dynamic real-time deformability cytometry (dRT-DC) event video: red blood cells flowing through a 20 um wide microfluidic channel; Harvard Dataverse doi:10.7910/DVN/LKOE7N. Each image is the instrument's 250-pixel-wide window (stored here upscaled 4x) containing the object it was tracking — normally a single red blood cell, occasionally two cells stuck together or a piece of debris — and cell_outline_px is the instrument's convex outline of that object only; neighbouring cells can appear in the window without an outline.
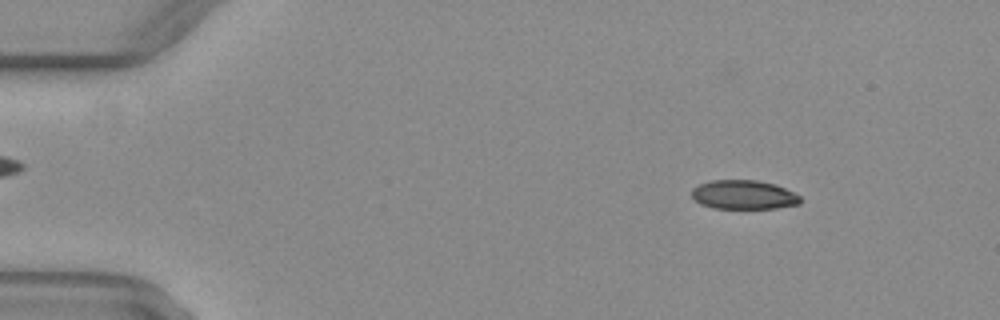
{"species": "common noctule bat (a hibernating species)", "species_latin": "Nyctalus noctula", "temperature_condition": "warm", "stored_images_in_passage": 51, "camera_frame_rate_fps": 3000, "um_per_image_px": 0.085, "animal": {"sex": "female", "body_mass_g": 29.2, "forearm_length_mm": 56.3}, "frame": {"image": 1, "passage_image": 7, "time_ms": 2.0, "image_size_px": [1000, 320], "cell_outline_px": [[800, 204], [776, 208], [712, 208], [700, 204], [692, 196], [692, 188], [700, 184], [712, 180], [756, 180], [772, 184], [784, 188], [800, 196]], "centroid_in_image_um": [63.19, 16.56], "position_along_channel_um": 21.8, "area_um2": 18.21}}
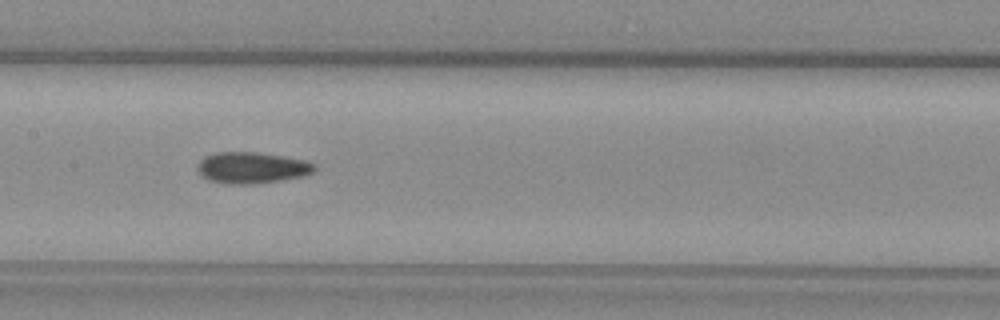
{"frame": {"image": 2, "passage_image": 26, "time_ms": 8.333, "image_size_px": [1000, 320], "cell_outline_px": [[316, 168], [312, 172], [300, 176], [280, 180], [252, 184], [224, 184], [208, 180], [200, 172], [200, 160], [204, 156], [216, 152], [256, 152], [304, 160], [316, 164]], "centroid_in_image_um": [21.4, 14.25], "position_along_channel_um": 186.0, "area_um2": 20.98}}
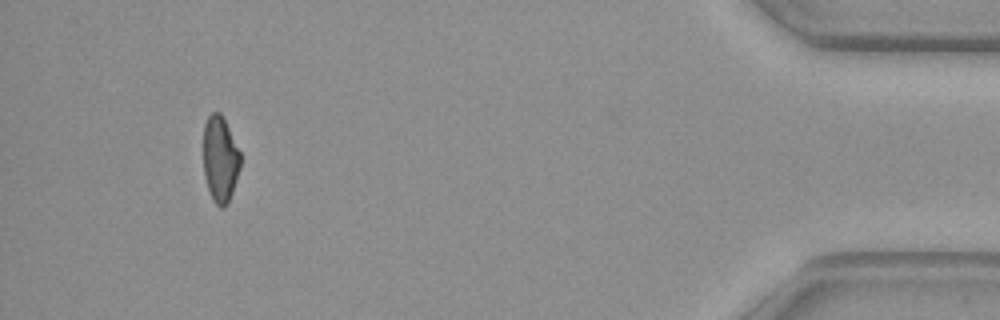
{"frame": {"image": 3, "passage_image": 48, "time_ms": 15.667, "image_size_px": [1000, 320], "cell_outline_px": [[240, 168], [228, 204], [224, 208], [220, 208], [212, 200], [208, 188], [204, 172], [204, 124], [208, 116], [212, 112], [220, 112], [240, 152]], "centroid_in_image_um": [18.71, 13.56], "position_along_channel_um": 416.5, "area_um2": 18.38}, "authors_computed_cell_mechanics": {"area_um2": 19.941, "velocity_mm_per_s": 4.0906, "shape_relaxation_time_tau1_ms": null, "shape_relaxation_time_tau2_ms": 3.7945, "deformation_change_tau1": null, "deformation_change_tau2": 0.1028}}